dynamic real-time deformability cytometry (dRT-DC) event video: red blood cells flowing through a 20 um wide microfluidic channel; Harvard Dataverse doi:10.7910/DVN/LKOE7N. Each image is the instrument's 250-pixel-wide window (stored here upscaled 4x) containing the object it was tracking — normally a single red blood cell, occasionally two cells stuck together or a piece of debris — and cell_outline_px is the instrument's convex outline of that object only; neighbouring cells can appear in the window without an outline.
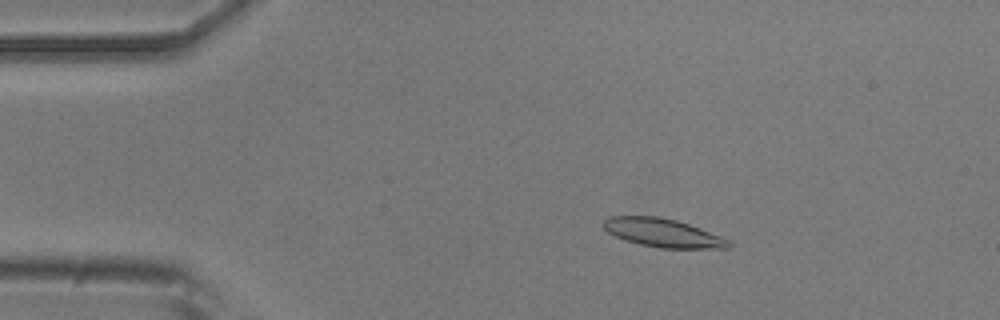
{"species": "common noctule bat (a hibernating species)", "species_latin": "Nyctalus noctula", "temperature_condition": "room temperature", "stored_images_in_passage": 46, "camera_frame_rate_fps": 3000, "um_per_image_px": 0.085, "animal": {"sex": "male", "body_mass_g": 20.5, "forearm_length_mm": 52.5}, "frame": {"image": 1, "passage_image": 9, "time_ms": 2.667, "image_size_px": [1000, 320], "cell_outline_px": [[732, 244], [728, 248], [660, 248], [640, 244], [624, 240], [608, 232], [604, 228], [604, 220], [608, 216], [656, 216], [676, 220], [700, 228], [732, 240]], "centroid_in_image_um": [56.37, 19.79], "position_along_channel_um": 28.6, "area_um2": 20.75}}
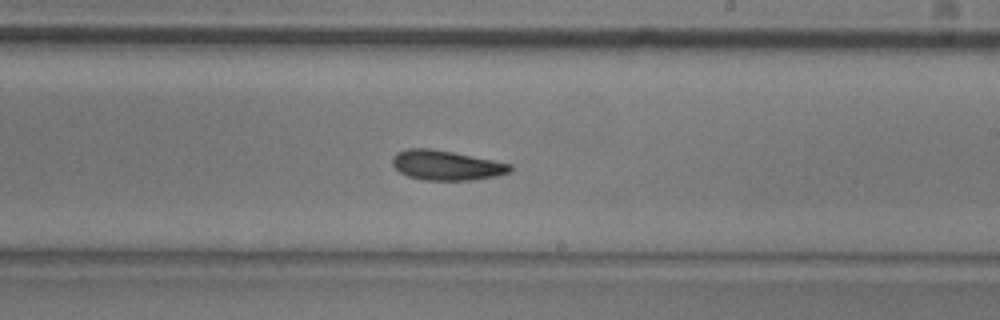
{"frame": {"image": 2, "passage_image": 31, "time_ms": 10.0, "image_size_px": [1000, 320], "cell_outline_px": [[512, 168], [508, 172], [496, 176], [472, 180], [424, 180], [408, 176], [400, 172], [392, 164], [392, 156], [396, 152], [408, 148], [428, 148], [452, 152], [512, 164]], "centroid_in_image_um": [37.9, 14.05], "position_along_channel_um": 251.1, "area_um2": 20.29}}
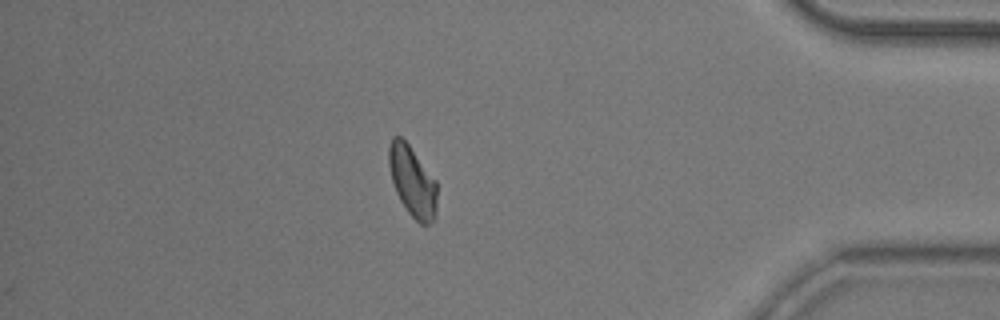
{"frame": {"image": 3, "passage_image": 46, "time_ms": 15.0, "image_size_px": [1000, 320], "cell_outline_px": [[436, 216], [428, 224], [420, 224], [408, 212], [400, 200], [396, 192], [392, 180], [388, 164], [388, 148], [392, 136], [400, 136], [408, 144], [436, 180]], "centroid_in_image_um": [35.04, 15.4], "position_along_channel_um": 400.2, "area_um2": 19.65}, "authors_computed_cell_mechanics": {"area_um2": 20.519, "velocity_mm_per_s": 3.7531, "shape_relaxation_time_tau1_ms": 8.3646, "shape_relaxation_time_tau2_ms": 9.7755, "deformation_change_tau1": 0.1905, "deformation_change_tau2": 0.1978}}